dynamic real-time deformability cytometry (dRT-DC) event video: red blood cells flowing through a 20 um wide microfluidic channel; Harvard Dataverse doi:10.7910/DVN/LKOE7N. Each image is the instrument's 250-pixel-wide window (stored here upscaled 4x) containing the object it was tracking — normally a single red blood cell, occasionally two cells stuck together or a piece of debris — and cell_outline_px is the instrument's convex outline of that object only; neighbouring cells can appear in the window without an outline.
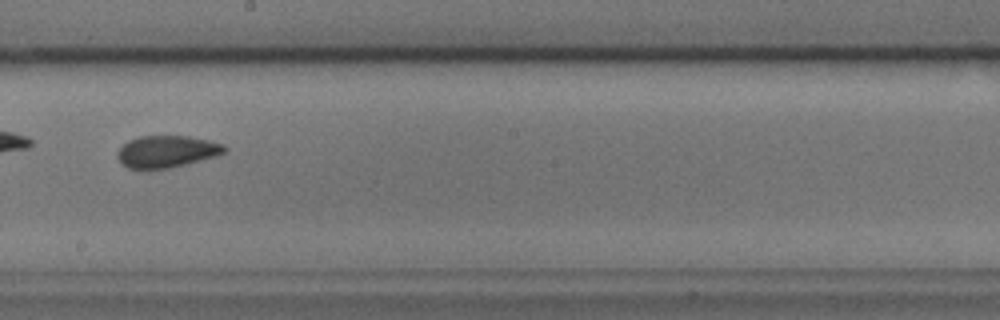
{"species": "common noctule bat (a hibernating species)", "species_latin": "Nyctalus noctula", "temperature_condition": "cold", "stored_images_in_passage": 9, "camera_frame_rate_fps": 3000, "um_per_image_px": 0.085, "animal": {"sex": "male", "body_mass_g": 17.9, "forearm_length_mm": 54.2}, "frame": {"image": 1, "passage_image": 9, "time_ms": 2.667, "image_size_px": [1000, 320], "cell_outline_px": [[228, 148], [224, 152], [216, 156], [168, 168], [140, 172], [128, 168], [120, 164], [116, 156], [116, 152], [128, 140], [140, 136], [188, 136], [208, 140], [224, 144]], "centroid_in_image_um": [14.09, 12.91], "position_along_channel_um": 234.1, "area_um2": 20.4}}